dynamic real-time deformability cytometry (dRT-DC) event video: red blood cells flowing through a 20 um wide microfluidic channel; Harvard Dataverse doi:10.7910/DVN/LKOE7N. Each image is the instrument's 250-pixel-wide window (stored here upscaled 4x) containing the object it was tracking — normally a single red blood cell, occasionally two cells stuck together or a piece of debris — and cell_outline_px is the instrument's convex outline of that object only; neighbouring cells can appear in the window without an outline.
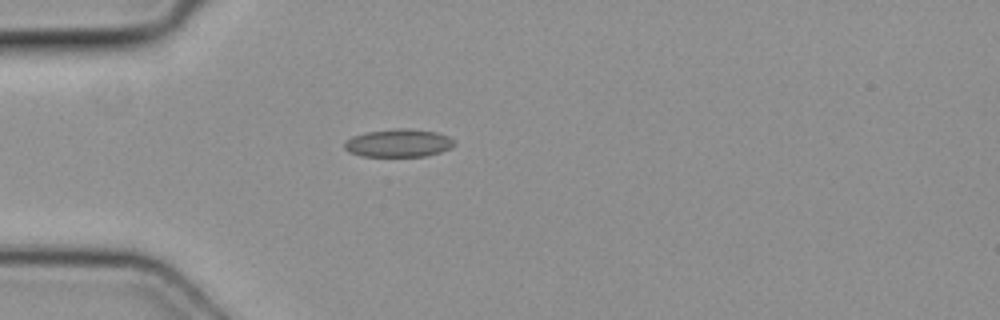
{"species": "common noctule bat (a hibernating species)", "species_latin": "Nyctalus noctula", "temperature_condition": "cold", "stored_images_in_passage": 2, "camera_frame_rate_fps": 3000, "um_per_image_px": 0.085, "animal": {"sex": "female", "body_mass_g": 19.3, "forearm_length_mm": 54.1}, "frame": {"image": 1, "passage_image": 2, "time_ms": 0.333, "image_size_px": [1000, 320], "cell_outline_px": [[456, 144], [452, 148], [440, 152], [424, 156], [360, 156], [348, 152], [344, 148], [344, 140], [352, 136], [364, 132], [392, 128], [408, 128], [436, 132], [448, 136], [456, 140]], "centroid_in_image_um": [33.86, 12.15], "position_along_channel_um": 51.1, "area_um2": 18.26}}